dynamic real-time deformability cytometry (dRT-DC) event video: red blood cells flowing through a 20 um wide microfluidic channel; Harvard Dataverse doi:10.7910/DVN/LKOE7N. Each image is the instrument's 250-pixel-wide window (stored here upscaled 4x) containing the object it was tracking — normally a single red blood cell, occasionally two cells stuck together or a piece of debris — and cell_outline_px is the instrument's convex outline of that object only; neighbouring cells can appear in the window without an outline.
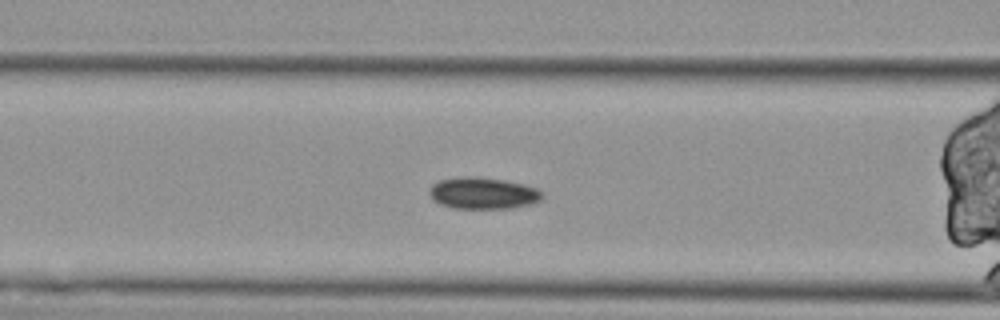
{"species": "Egyptian fruit bat (a non-hibernating species)", "species_latin": "Rousettus aegyptiacus", "temperature_condition": "cold", "stored_images_in_passage": 53, "camera_frame_rate_fps": 3000, "um_per_image_px": 0.085, "animal": {"sex": "female"}, "frame": {"image": 1, "passage_image": 15, "time_ms": 4.667, "image_size_px": [1000, 320], "cell_outline_px": [[544, 196], [540, 200], [532, 204], [512, 208], [452, 208], [440, 204], [432, 200], [428, 192], [432, 184], [440, 180], [468, 176], [504, 180], [524, 184], [536, 188], [544, 192]], "centroid_in_image_um": [41.07, 16.43], "position_along_channel_um": 125.5, "area_um2": 20.87}}
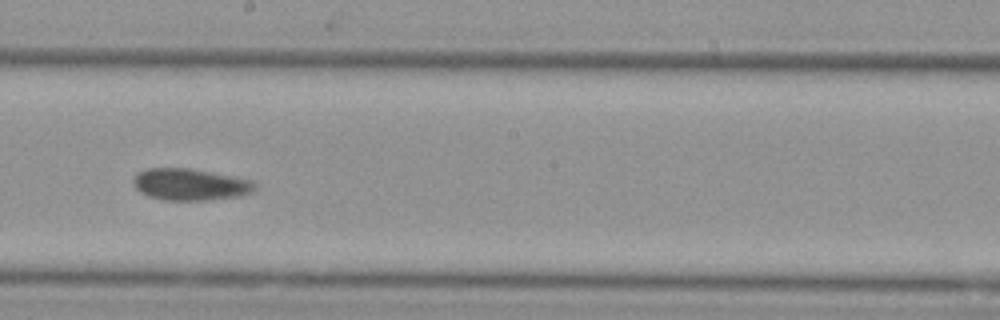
{"frame": {"image": 2, "passage_image": 25, "time_ms": 8.0, "image_size_px": [1000, 320], "cell_outline_px": [[256, 188], [252, 192], [240, 196], [208, 200], [164, 200], [148, 196], [140, 192], [132, 184], [132, 180], [140, 172], [148, 168], [188, 168], [252, 180], [256, 184]], "centroid_in_image_um": [16.16, 15.69], "position_along_channel_um": 232.0, "area_um2": 22.37}}
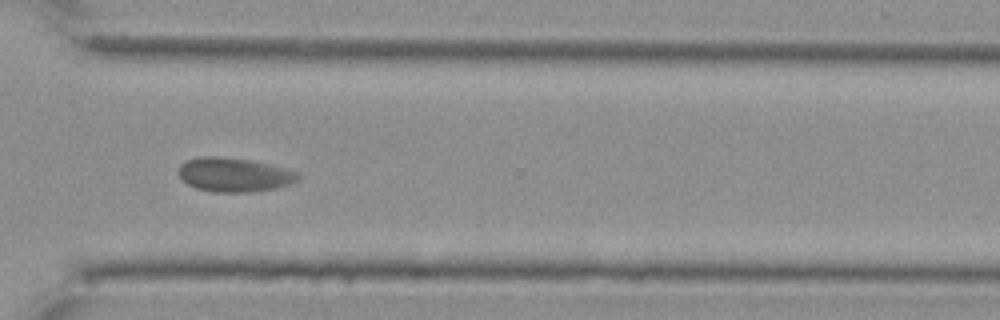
{"frame": {"image": 3, "passage_image": 36, "time_ms": 11.667, "image_size_px": [1000, 320], "cell_outline_px": [[300, 176], [296, 180], [288, 184], [276, 188], [256, 192], [212, 192], [196, 188], [188, 184], [180, 176], [180, 164], [188, 160], [200, 156], [216, 156], [248, 160], [268, 164], [284, 168], [296, 172]], "centroid_in_image_um": [19.89, 14.86], "position_along_channel_um": 350.7, "area_um2": 23.41}, "authors_computed_cell_mechanics": {"area_um2": 22.7154, "velocity_mm_per_s": 3.2164, "shape_relaxation_time_tau1_ms": 0.464, "shape_relaxation_time_tau2_ms": 1.5404, "deformation_change_tau1": null, "deformation_change_tau2": 0.0565}}